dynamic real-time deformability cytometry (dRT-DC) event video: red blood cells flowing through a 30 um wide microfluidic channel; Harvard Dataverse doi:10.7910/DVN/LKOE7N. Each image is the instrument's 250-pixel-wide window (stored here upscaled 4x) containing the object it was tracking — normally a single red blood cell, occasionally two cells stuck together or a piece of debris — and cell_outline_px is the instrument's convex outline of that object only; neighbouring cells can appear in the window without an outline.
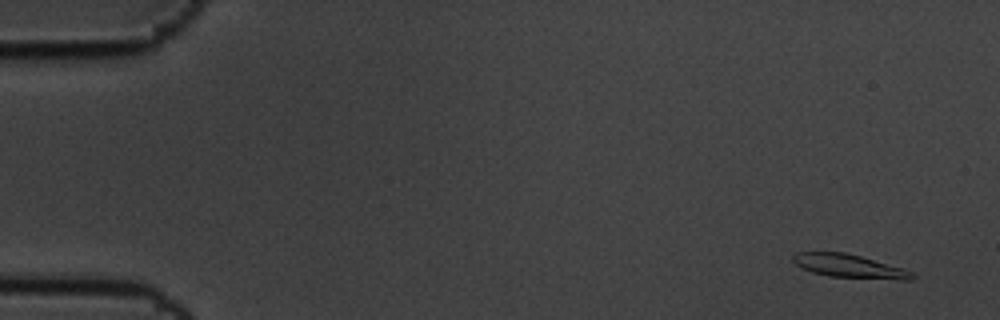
{"species": "common noctule bat (a hibernating species)", "species_latin": "Nyctalus noctula", "temperature_condition": "cold", "stored_images_in_passage": 5, "camera_frame_rate_fps": 3000, "um_per_image_px": 0.085, "animal": {"sex": "male", "body_mass_g": 19.5, "forearm_length_mm": 54.6}, "frame": {"image": 1, "passage_image": 2, "time_ms": 0.333, "image_size_px": [1000, 320], "cell_outline_px": [[916, 276], [912, 280], [900, 280], [828, 276], [812, 272], [800, 268], [792, 260], [792, 256], [796, 252], [844, 252], [860, 256], [904, 268], [912, 272]], "centroid_in_image_um": [72.2, 22.62], "position_along_channel_um": 12.8, "area_um2": 16.36}}
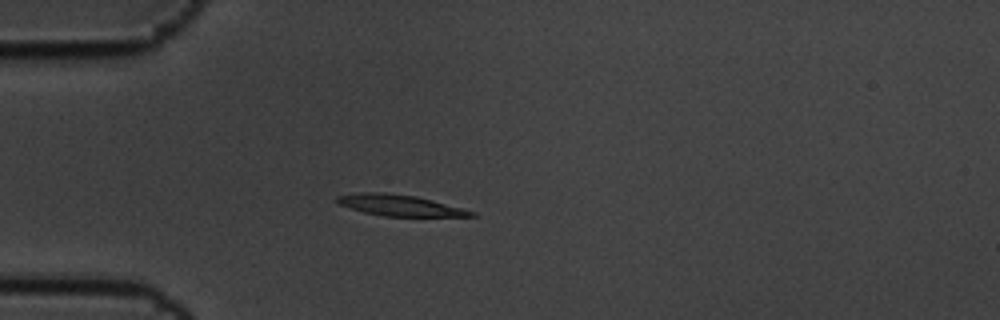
{"frame": {"image": 2, "passage_image": 5, "time_ms": 1.333, "image_size_px": [1000, 320], "cell_outline_px": [[476, 216], [384, 216], [364, 212], [340, 204], [336, 200], [336, 196], [364, 192], [384, 192], [416, 196], [432, 200], [476, 212]], "centroid_in_image_um": [33.98, 17.45], "position_along_channel_um": 51.0, "area_um2": 16.18}}